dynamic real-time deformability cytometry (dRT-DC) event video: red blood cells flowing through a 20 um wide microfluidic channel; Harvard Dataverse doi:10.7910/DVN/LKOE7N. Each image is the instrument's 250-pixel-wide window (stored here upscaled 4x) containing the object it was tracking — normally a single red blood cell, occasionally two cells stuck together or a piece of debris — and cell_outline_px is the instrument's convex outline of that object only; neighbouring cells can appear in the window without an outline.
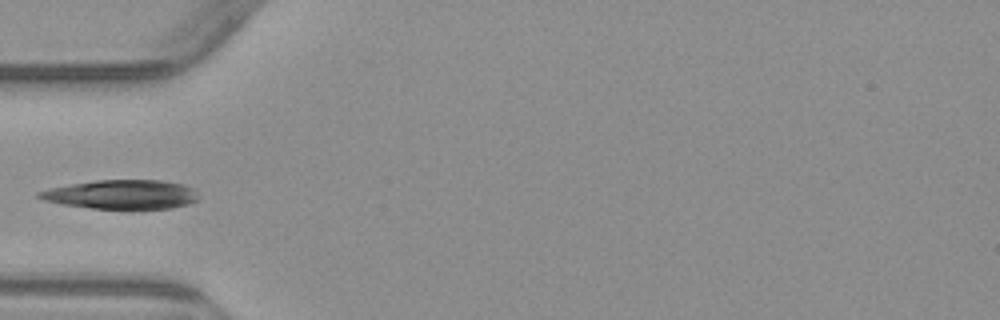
{"species": "common noctule bat (a hibernating species)", "species_latin": "Nyctalus noctula", "temperature_condition": "warm", "stored_images_in_passage": 4, "camera_frame_rate_fps": 3000, "um_per_image_px": 0.085, "animal": {"sex": "male", "body_mass_g": 23.1, "forearm_length_mm": 52.7}, "frame": {"image": 1, "passage_image": 4, "time_ms": 4.667, "image_size_px": [1000, 320], "cell_outline_px": [[200, 196], [196, 200], [188, 204], [172, 208], [92, 208], [64, 204], [44, 200], [36, 196], [36, 192], [48, 188], [96, 180], [164, 180], [184, 184], [192, 188]], "centroid_in_image_um": [10.35, 16.51], "position_along_channel_um": 74.7, "area_um2": 26.88}}